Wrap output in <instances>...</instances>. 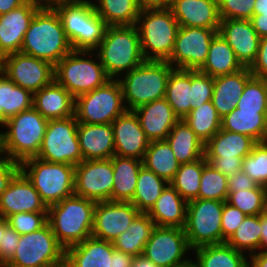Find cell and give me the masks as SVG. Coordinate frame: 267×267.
Returning a JSON list of instances; mask_svg holds the SVG:
<instances>
[{"label": "cell", "instance_id": "6da1fadb", "mask_svg": "<svg viewBox=\"0 0 267 267\" xmlns=\"http://www.w3.org/2000/svg\"><path fill=\"white\" fill-rule=\"evenodd\" d=\"M72 51L56 10L52 6H41L30 21L20 52L55 66Z\"/></svg>", "mask_w": 267, "mask_h": 267}, {"label": "cell", "instance_id": "7a4b0ae2", "mask_svg": "<svg viewBox=\"0 0 267 267\" xmlns=\"http://www.w3.org/2000/svg\"><path fill=\"white\" fill-rule=\"evenodd\" d=\"M96 202L72 195L48 207V223L66 249L92 236Z\"/></svg>", "mask_w": 267, "mask_h": 267}, {"label": "cell", "instance_id": "3957f363", "mask_svg": "<svg viewBox=\"0 0 267 267\" xmlns=\"http://www.w3.org/2000/svg\"><path fill=\"white\" fill-rule=\"evenodd\" d=\"M48 119L33 106L7 119L9 131L0 133V150L17 163L36 157L40 150Z\"/></svg>", "mask_w": 267, "mask_h": 267}, {"label": "cell", "instance_id": "277c9868", "mask_svg": "<svg viewBox=\"0 0 267 267\" xmlns=\"http://www.w3.org/2000/svg\"><path fill=\"white\" fill-rule=\"evenodd\" d=\"M62 23L73 50L94 51L104 38L105 21L93 2H62L52 6Z\"/></svg>", "mask_w": 267, "mask_h": 267}, {"label": "cell", "instance_id": "5b68a950", "mask_svg": "<svg viewBox=\"0 0 267 267\" xmlns=\"http://www.w3.org/2000/svg\"><path fill=\"white\" fill-rule=\"evenodd\" d=\"M96 49H99L97 57L111 79L145 61L136 25L107 26L104 38Z\"/></svg>", "mask_w": 267, "mask_h": 267}, {"label": "cell", "instance_id": "8992f818", "mask_svg": "<svg viewBox=\"0 0 267 267\" xmlns=\"http://www.w3.org/2000/svg\"><path fill=\"white\" fill-rule=\"evenodd\" d=\"M136 27L139 32L144 59L146 61H168L173 52L180 27L171 9L141 10Z\"/></svg>", "mask_w": 267, "mask_h": 267}, {"label": "cell", "instance_id": "52a82bcc", "mask_svg": "<svg viewBox=\"0 0 267 267\" xmlns=\"http://www.w3.org/2000/svg\"><path fill=\"white\" fill-rule=\"evenodd\" d=\"M174 68L167 61H144L127 72L121 84L123 98L128 104L127 110L165 98L169 75Z\"/></svg>", "mask_w": 267, "mask_h": 267}, {"label": "cell", "instance_id": "ba28073f", "mask_svg": "<svg viewBox=\"0 0 267 267\" xmlns=\"http://www.w3.org/2000/svg\"><path fill=\"white\" fill-rule=\"evenodd\" d=\"M28 167L29 171L26 170ZM20 170L33 184L47 207L74 195V165L32 157L20 163Z\"/></svg>", "mask_w": 267, "mask_h": 267}, {"label": "cell", "instance_id": "9c48e42d", "mask_svg": "<svg viewBox=\"0 0 267 267\" xmlns=\"http://www.w3.org/2000/svg\"><path fill=\"white\" fill-rule=\"evenodd\" d=\"M90 52L73 50L54 66V80L74 98L102 87L111 80L100 60L98 63L89 58L92 56ZM84 55L88 56L87 59Z\"/></svg>", "mask_w": 267, "mask_h": 267}, {"label": "cell", "instance_id": "30bf717a", "mask_svg": "<svg viewBox=\"0 0 267 267\" xmlns=\"http://www.w3.org/2000/svg\"><path fill=\"white\" fill-rule=\"evenodd\" d=\"M4 266L64 267L65 248L47 223L37 231L20 235L15 254Z\"/></svg>", "mask_w": 267, "mask_h": 267}, {"label": "cell", "instance_id": "8fae6325", "mask_svg": "<svg viewBox=\"0 0 267 267\" xmlns=\"http://www.w3.org/2000/svg\"><path fill=\"white\" fill-rule=\"evenodd\" d=\"M121 84L111 79L102 87L75 98L77 122L86 124H111L127 111Z\"/></svg>", "mask_w": 267, "mask_h": 267}, {"label": "cell", "instance_id": "7c38bea8", "mask_svg": "<svg viewBox=\"0 0 267 267\" xmlns=\"http://www.w3.org/2000/svg\"><path fill=\"white\" fill-rule=\"evenodd\" d=\"M223 205L218 200L200 198L188 202L184 231L191 250L222 243Z\"/></svg>", "mask_w": 267, "mask_h": 267}, {"label": "cell", "instance_id": "4fadbf2b", "mask_svg": "<svg viewBox=\"0 0 267 267\" xmlns=\"http://www.w3.org/2000/svg\"><path fill=\"white\" fill-rule=\"evenodd\" d=\"M77 125L76 116L49 120L36 157L52 163L78 165L82 161V153Z\"/></svg>", "mask_w": 267, "mask_h": 267}, {"label": "cell", "instance_id": "5bb4252c", "mask_svg": "<svg viewBox=\"0 0 267 267\" xmlns=\"http://www.w3.org/2000/svg\"><path fill=\"white\" fill-rule=\"evenodd\" d=\"M0 70L32 94L54 81V65L22 52L4 56L0 60Z\"/></svg>", "mask_w": 267, "mask_h": 267}, {"label": "cell", "instance_id": "9a60e30c", "mask_svg": "<svg viewBox=\"0 0 267 267\" xmlns=\"http://www.w3.org/2000/svg\"><path fill=\"white\" fill-rule=\"evenodd\" d=\"M113 175L111 158L82 160L75 165L74 195L95 202L112 201Z\"/></svg>", "mask_w": 267, "mask_h": 267}, {"label": "cell", "instance_id": "2e32d148", "mask_svg": "<svg viewBox=\"0 0 267 267\" xmlns=\"http://www.w3.org/2000/svg\"><path fill=\"white\" fill-rule=\"evenodd\" d=\"M218 31L180 26L173 52L167 62L176 69L199 70L206 61L210 43Z\"/></svg>", "mask_w": 267, "mask_h": 267}, {"label": "cell", "instance_id": "e0dca14e", "mask_svg": "<svg viewBox=\"0 0 267 267\" xmlns=\"http://www.w3.org/2000/svg\"><path fill=\"white\" fill-rule=\"evenodd\" d=\"M189 246L184 228L155 226L145 244L143 255L158 267H175L189 259H183Z\"/></svg>", "mask_w": 267, "mask_h": 267}, {"label": "cell", "instance_id": "ac0fdd59", "mask_svg": "<svg viewBox=\"0 0 267 267\" xmlns=\"http://www.w3.org/2000/svg\"><path fill=\"white\" fill-rule=\"evenodd\" d=\"M139 210L131 202L104 201L96 202L92 236L113 242L124 233Z\"/></svg>", "mask_w": 267, "mask_h": 267}, {"label": "cell", "instance_id": "d6986e66", "mask_svg": "<svg viewBox=\"0 0 267 267\" xmlns=\"http://www.w3.org/2000/svg\"><path fill=\"white\" fill-rule=\"evenodd\" d=\"M41 6L38 0H27L20 7L0 15V60L20 52L30 21Z\"/></svg>", "mask_w": 267, "mask_h": 267}, {"label": "cell", "instance_id": "ffe728a7", "mask_svg": "<svg viewBox=\"0 0 267 267\" xmlns=\"http://www.w3.org/2000/svg\"><path fill=\"white\" fill-rule=\"evenodd\" d=\"M20 212H48V207L21 170L0 195V215L7 218Z\"/></svg>", "mask_w": 267, "mask_h": 267}, {"label": "cell", "instance_id": "44dd1931", "mask_svg": "<svg viewBox=\"0 0 267 267\" xmlns=\"http://www.w3.org/2000/svg\"><path fill=\"white\" fill-rule=\"evenodd\" d=\"M235 52L243 67L250 68L255 62L260 37L248 19H221L218 31Z\"/></svg>", "mask_w": 267, "mask_h": 267}, {"label": "cell", "instance_id": "7402d4cb", "mask_svg": "<svg viewBox=\"0 0 267 267\" xmlns=\"http://www.w3.org/2000/svg\"><path fill=\"white\" fill-rule=\"evenodd\" d=\"M111 125L115 155L143 160L150 141L141 128L135 112L127 110L124 114L115 118Z\"/></svg>", "mask_w": 267, "mask_h": 267}, {"label": "cell", "instance_id": "603a6c76", "mask_svg": "<svg viewBox=\"0 0 267 267\" xmlns=\"http://www.w3.org/2000/svg\"><path fill=\"white\" fill-rule=\"evenodd\" d=\"M170 9L179 26L219 30L218 0H173Z\"/></svg>", "mask_w": 267, "mask_h": 267}, {"label": "cell", "instance_id": "cb8c5ba5", "mask_svg": "<svg viewBox=\"0 0 267 267\" xmlns=\"http://www.w3.org/2000/svg\"><path fill=\"white\" fill-rule=\"evenodd\" d=\"M133 111L150 142L165 140L180 120L165 98L149 102Z\"/></svg>", "mask_w": 267, "mask_h": 267}, {"label": "cell", "instance_id": "d4e9b609", "mask_svg": "<svg viewBox=\"0 0 267 267\" xmlns=\"http://www.w3.org/2000/svg\"><path fill=\"white\" fill-rule=\"evenodd\" d=\"M77 136L82 160L110 159L115 155L111 124H86L78 122Z\"/></svg>", "mask_w": 267, "mask_h": 267}, {"label": "cell", "instance_id": "484cf974", "mask_svg": "<svg viewBox=\"0 0 267 267\" xmlns=\"http://www.w3.org/2000/svg\"><path fill=\"white\" fill-rule=\"evenodd\" d=\"M113 242L93 236L65 249L64 267H111Z\"/></svg>", "mask_w": 267, "mask_h": 267}, {"label": "cell", "instance_id": "4316f807", "mask_svg": "<svg viewBox=\"0 0 267 267\" xmlns=\"http://www.w3.org/2000/svg\"><path fill=\"white\" fill-rule=\"evenodd\" d=\"M33 107L48 120L75 116V98L55 80L33 94Z\"/></svg>", "mask_w": 267, "mask_h": 267}, {"label": "cell", "instance_id": "83f0119b", "mask_svg": "<svg viewBox=\"0 0 267 267\" xmlns=\"http://www.w3.org/2000/svg\"><path fill=\"white\" fill-rule=\"evenodd\" d=\"M253 77L250 69L244 67L233 74L214 77L212 104L223 118L236 108L246 83Z\"/></svg>", "mask_w": 267, "mask_h": 267}, {"label": "cell", "instance_id": "f1b7e54d", "mask_svg": "<svg viewBox=\"0 0 267 267\" xmlns=\"http://www.w3.org/2000/svg\"><path fill=\"white\" fill-rule=\"evenodd\" d=\"M188 202L169 183L147 213L155 226L184 228Z\"/></svg>", "mask_w": 267, "mask_h": 267}, {"label": "cell", "instance_id": "f546056e", "mask_svg": "<svg viewBox=\"0 0 267 267\" xmlns=\"http://www.w3.org/2000/svg\"><path fill=\"white\" fill-rule=\"evenodd\" d=\"M257 142L244 134L220 129L204 146L205 158L244 159Z\"/></svg>", "mask_w": 267, "mask_h": 267}, {"label": "cell", "instance_id": "4dcf8cb0", "mask_svg": "<svg viewBox=\"0 0 267 267\" xmlns=\"http://www.w3.org/2000/svg\"><path fill=\"white\" fill-rule=\"evenodd\" d=\"M221 129L247 135L256 142L267 141V111L235 108L221 119Z\"/></svg>", "mask_w": 267, "mask_h": 267}, {"label": "cell", "instance_id": "1f68e13d", "mask_svg": "<svg viewBox=\"0 0 267 267\" xmlns=\"http://www.w3.org/2000/svg\"><path fill=\"white\" fill-rule=\"evenodd\" d=\"M112 201L130 202L135 194L138 172L143 166L142 160L134 157L114 155Z\"/></svg>", "mask_w": 267, "mask_h": 267}, {"label": "cell", "instance_id": "d6a6232c", "mask_svg": "<svg viewBox=\"0 0 267 267\" xmlns=\"http://www.w3.org/2000/svg\"><path fill=\"white\" fill-rule=\"evenodd\" d=\"M165 140L180 164L194 162L204 157L205 144L184 119L175 124Z\"/></svg>", "mask_w": 267, "mask_h": 267}, {"label": "cell", "instance_id": "836d02e7", "mask_svg": "<svg viewBox=\"0 0 267 267\" xmlns=\"http://www.w3.org/2000/svg\"><path fill=\"white\" fill-rule=\"evenodd\" d=\"M243 68L244 67L237 60L233 49L218 32L210 43L206 61L199 71L211 77H216L233 74Z\"/></svg>", "mask_w": 267, "mask_h": 267}, {"label": "cell", "instance_id": "e575fe53", "mask_svg": "<svg viewBox=\"0 0 267 267\" xmlns=\"http://www.w3.org/2000/svg\"><path fill=\"white\" fill-rule=\"evenodd\" d=\"M154 227L155 224L147 213H139L128 229L113 241L114 248L133 257L143 254Z\"/></svg>", "mask_w": 267, "mask_h": 267}, {"label": "cell", "instance_id": "d590c367", "mask_svg": "<svg viewBox=\"0 0 267 267\" xmlns=\"http://www.w3.org/2000/svg\"><path fill=\"white\" fill-rule=\"evenodd\" d=\"M143 166L170 183L180 163L166 140L151 141L142 160Z\"/></svg>", "mask_w": 267, "mask_h": 267}, {"label": "cell", "instance_id": "8d00e7d4", "mask_svg": "<svg viewBox=\"0 0 267 267\" xmlns=\"http://www.w3.org/2000/svg\"><path fill=\"white\" fill-rule=\"evenodd\" d=\"M195 250L196 267H243L248 263L244 253L228 243L205 245Z\"/></svg>", "mask_w": 267, "mask_h": 267}, {"label": "cell", "instance_id": "74e56055", "mask_svg": "<svg viewBox=\"0 0 267 267\" xmlns=\"http://www.w3.org/2000/svg\"><path fill=\"white\" fill-rule=\"evenodd\" d=\"M191 70L174 68L168 78L165 99L179 119L190 113Z\"/></svg>", "mask_w": 267, "mask_h": 267}, {"label": "cell", "instance_id": "f35d334b", "mask_svg": "<svg viewBox=\"0 0 267 267\" xmlns=\"http://www.w3.org/2000/svg\"><path fill=\"white\" fill-rule=\"evenodd\" d=\"M93 6L107 26L136 25L141 11L137 0H98Z\"/></svg>", "mask_w": 267, "mask_h": 267}, {"label": "cell", "instance_id": "ab89813d", "mask_svg": "<svg viewBox=\"0 0 267 267\" xmlns=\"http://www.w3.org/2000/svg\"><path fill=\"white\" fill-rule=\"evenodd\" d=\"M169 183L142 166L138 172L135 194L130 201L140 213H148Z\"/></svg>", "mask_w": 267, "mask_h": 267}, {"label": "cell", "instance_id": "60d3db41", "mask_svg": "<svg viewBox=\"0 0 267 267\" xmlns=\"http://www.w3.org/2000/svg\"><path fill=\"white\" fill-rule=\"evenodd\" d=\"M33 106V94L16 85L0 70V111L9 119Z\"/></svg>", "mask_w": 267, "mask_h": 267}, {"label": "cell", "instance_id": "b9f144b4", "mask_svg": "<svg viewBox=\"0 0 267 267\" xmlns=\"http://www.w3.org/2000/svg\"><path fill=\"white\" fill-rule=\"evenodd\" d=\"M221 119L212 101H209L191 110L184 121L206 144L221 129Z\"/></svg>", "mask_w": 267, "mask_h": 267}, {"label": "cell", "instance_id": "7bdbcfd3", "mask_svg": "<svg viewBox=\"0 0 267 267\" xmlns=\"http://www.w3.org/2000/svg\"><path fill=\"white\" fill-rule=\"evenodd\" d=\"M203 168L204 157L194 162L180 164L178 171L170 182L185 201L198 199Z\"/></svg>", "mask_w": 267, "mask_h": 267}, {"label": "cell", "instance_id": "ee69618b", "mask_svg": "<svg viewBox=\"0 0 267 267\" xmlns=\"http://www.w3.org/2000/svg\"><path fill=\"white\" fill-rule=\"evenodd\" d=\"M261 230L260 215H247L226 243L238 251L247 250L251 255L260 249Z\"/></svg>", "mask_w": 267, "mask_h": 267}, {"label": "cell", "instance_id": "f6af8a7d", "mask_svg": "<svg viewBox=\"0 0 267 267\" xmlns=\"http://www.w3.org/2000/svg\"><path fill=\"white\" fill-rule=\"evenodd\" d=\"M226 202L246 215H260L267 210V189L257 185L254 189L228 192Z\"/></svg>", "mask_w": 267, "mask_h": 267}, {"label": "cell", "instance_id": "bcb514c9", "mask_svg": "<svg viewBox=\"0 0 267 267\" xmlns=\"http://www.w3.org/2000/svg\"><path fill=\"white\" fill-rule=\"evenodd\" d=\"M228 177L209 164L204 157V168L202 171L200 190L198 198L205 200L227 201Z\"/></svg>", "mask_w": 267, "mask_h": 267}, {"label": "cell", "instance_id": "7dc6e473", "mask_svg": "<svg viewBox=\"0 0 267 267\" xmlns=\"http://www.w3.org/2000/svg\"><path fill=\"white\" fill-rule=\"evenodd\" d=\"M236 108L249 111H267V79L253 76L246 83Z\"/></svg>", "mask_w": 267, "mask_h": 267}, {"label": "cell", "instance_id": "c3c4849f", "mask_svg": "<svg viewBox=\"0 0 267 267\" xmlns=\"http://www.w3.org/2000/svg\"><path fill=\"white\" fill-rule=\"evenodd\" d=\"M242 171L258 185L267 186V141L255 144L243 159Z\"/></svg>", "mask_w": 267, "mask_h": 267}, {"label": "cell", "instance_id": "681fc988", "mask_svg": "<svg viewBox=\"0 0 267 267\" xmlns=\"http://www.w3.org/2000/svg\"><path fill=\"white\" fill-rule=\"evenodd\" d=\"M214 77L199 70H191L190 111L212 100Z\"/></svg>", "mask_w": 267, "mask_h": 267}, {"label": "cell", "instance_id": "f907efd6", "mask_svg": "<svg viewBox=\"0 0 267 267\" xmlns=\"http://www.w3.org/2000/svg\"><path fill=\"white\" fill-rule=\"evenodd\" d=\"M10 227L20 235L37 231L48 223V212H20L7 217Z\"/></svg>", "mask_w": 267, "mask_h": 267}, {"label": "cell", "instance_id": "816d5d0a", "mask_svg": "<svg viewBox=\"0 0 267 267\" xmlns=\"http://www.w3.org/2000/svg\"><path fill=\"white\" fill-rule=\"evenodd\" d=\"M256 0H218L220 19H250Z\"/></svg>", "mask_w": 267, "mask_h": 267}, {"label": "cell", "instance_id": "f5cc1de1", "mask_svg": "<svg viewBox=\"0 0 267 267\" xmlns=\"http://www.w3.org/2000/svg\"><path fill=\"white\" fill-rule=\"evenodd\" d=\"M246 216L240 209L224 201L221 216L222 243L226 242L234 234Z\"/></svg>", "mask_w": 267, "mask_h": 267}, {"label": "cell", "instance_id": "db71d44e", "mask_svg": "<svg viewBox=\"0 0 267 267\" xmlns=\"http://www.w3.org/2000/svg\"><path fill=\"white\" fill-rule=\"evenodd\" d=\"M20 234L9 225L5 228L0 242V267L8 264L15 254Z\"/></svg>", "mask_w": 267, "mask_h": 267}, {"label": "cell", "instance_id": "11a10c76", "mask_svg": "<svg viewBox=\"0 0 267 267\" xmlns=\"http://www.w3.org/2000/svg\"><path fill=\"white\" fill-rule=\"evenodd\" d=\"M0 150V155H2ZM20 170V164L11 160L6 154L0 157V195L8 187L9 182Z\"/></svg>", "mask_w": 267, "mask_h": 267}, {"label": "cell", "instance_id": "9f6ffc18", "mask_svg": "<svg viewBox=\"0 0 267 267\" xmlns=\"http://www.w3.org/2000/svg\"><path fill=\"white\" fill-rule=\"evenodd\" d=\"M249 69L254 77L267 79V37L260 39L256 60Z\"/></svg>", "mask_w": 267, "mask_h": 267}, {"label": "cell", "instance_id": "6f0895ef", "mask_svg": "<svg viewBox=\"0 0 267 267\" xmlns=\"http://www.w3.org/2000/svg\"><path fill=\"white\" fill-rule=\"evenodd\" d=\"M215 169L227 177L242 170L243 159L205 158Z\"/></svg>", "mask_w": 267, "mask_h": 267}, {"label": "cell", "instance_id": "680465c9", "mask_svg": "<svg viewBox=\"0 0 267 267\" xmlns=\"http://www.w3.org/2000/svg\"><path fill=\"white\" fill-rule=\"evenodd\" d=\"M228 192H236L238 190L254 189L258 184L254 182L242 170L228 177Z\"/></svg>", "mask_w": 267, "mask_h": 267}, {"label": "cell", "instance_id": "91938a15", "mask_svg": "<svg viewBox=\"0 0 267 267\" xmlns=\"http://www.w3.org/2000/svg\"><path fill=\"white\" fill-rule=\"evenodd\" d=\"M133 256L114 249L112 252V264L111 267H131L133 262Z\"/></svg>", "mask_w": 267, "mask_h": 267}, {"label": "cell", "instance_id": "94428289", "mask_svg": "<svg viewBox=\"0 0 267 267\" xmlns=\"http://www.w3.org/2000/svg\"><path fill=\"white\" fill-rule=\"evenodd\" d=\"M249 20L260 38L267 37V15H253Z\"/></svg>", "mask_w": 267, "mask_h": 267}, {"label": "cell", "instance_id": "6125c7cd", "mask_svg": "<svg viewBox=\"0 0 267 267\" xmlns=\"http://www.w3.org/2000/svg\"><path fill=\"white\" fill-rule=\"evenodd\" d=\"M173 0H137L138 6L143 9L170 8Z\"/></svg>", "mask_w": 267, "mask_h": 267}, {"label": "cell", "instance_id": "be15d7a7", "mask_svg": "<svg viewBox=\"0 0 267 267\" xmlns=\"http://www.w3.org/2000/svg\"><path fill=\"white\" fill-rule=\"evenodd\" d=\"M26 1L27 0H0V15L20 7Z\"/></svg>", "mask_w": 267, "mask_h": 267}, {"label": "cell", "instance_id": "e7e4bbea", "mask_svg": "<svg viewBox=\"0 0 267 267\" xmlns=\"http://www.w3.org/2000/svg\"><path fill=\"white\" fill-rule=\"evenodd\" d=\"M260 222H261V243L260 249L262 252H267V210L260 214Z\"/></svg>", "mask_w": 267, "mask_h": 267}, {"label": "cell", "instance_id": "03108f58", "mask_svg": "<svg viewBox=\"0 0 267 267\" xmlns=\"http://www.w3.org/2000/svg\"><path fill=\"white\" fill-rule=\"evenodd\" d=\"M251 257L250 262L251 267H267V252H258L249 255Z\"/></svg>", "mask_w": 267, "mask_h": 267}, {"label": "cell", "instance_id": "003e7915", "mask_svg": "<svg viewBox=\"0 0 267 267\" xmlns=\"http://www.w3.org/2000/svg\"><path fill=\"white\" fill-rule=\"evenodd\" d=\"M131 267H158L150 259L146 258L143 254L133 258Z\"/></svg>", "mask_w": 267, "mask_h": 267}, {"label": "cell", "instance_id": "a7ac6f4b", "mask_svg": "<svg viewBox=\"0 0 267 267\" xmlns=\"http://www.w3.org/2000/svg\"><path fill=\"white\" fill-rule=\"evenodd\" d=\"M267 15V0H256L253 15Z\"/></svg>", "mask_w": 267, "mask_h": 267}, {"label": "cell", "instance_id": "89a4df30", "mask_svg": "<svg viewBox=\"0 0 267 267\" xmlns=\"http://www.w3.org/2000/svg\"><path fill=\"white\" fill-rule=\"evenodd\" d=\"M42 6H53L62 2H85L89 0H38Z\"/></svg>", "mask_w": 267, "mask_h": 267}, {"label": "cell", "instance_id": "2644e50d", "mask_svg": "<svg viewBox=\"0 0 267 267\" xmlns=\"http://www.w3.org/2000/svg\"><path fill=\"white\" fill-rule=\"evenodd\" d=\"M8 226L7 218L3 215H0V242L3 238L4 230Z\"/></svg>", "mask_w": 267, "mask_h": 267}, {"label": "cell", "instance_id": "8c879c8a", "mask_svg": "<svg viewBox=\"0 0 267 267\" xmlns=\"http://www.w3.org/2000/svg\"><path fill=\"white\" fill-rule=\"evenodd\" d=\"M175 267H196V264L194 263V261L189 260L188 262Z\"/></svg>", "mask_w": 267, "mask_h": 267}, {"label": "cell", "instance_id": "753ad0ef", "mask_svg": "<svg viewBox=\"0 0 267 267\" xmlns=\"http://www.w3.org/2000/svg\"><path fill=\"white\" fill-rule=\"evenodd\" d=\"M7 118L3 115V113L0 111V125H4L6 124Z\"/></svg>", "mask_w": 267, "mask_h": 267}, {"label": "cell", "instance_id": "34e18365", "mask_svg": "<svg viewBox=\"0 0 267 267\" xmlns=\"http://www.w3.org/2000/svg\"><path fill=\"white\" fill-rule=\"evenodd\" d=\"M2 267H22V266H2Z\"/></svg>", "mask_w": 267, "mask_h": 267}, {"label": "cell", "instance_id": "11e5206c", "mask_svg": "<svg viewBox=\"0 0 267 267\" xmlns=\"http://www.w3.org/2000/svg\"><path fill=\"white\" fill-rule=\"evenodd\" d=\"M243 267H251L250 265H249V263H247L245 266H243Z\"/></svg>", "mask_w": 267, "mask_h": 267}]
</instances>
